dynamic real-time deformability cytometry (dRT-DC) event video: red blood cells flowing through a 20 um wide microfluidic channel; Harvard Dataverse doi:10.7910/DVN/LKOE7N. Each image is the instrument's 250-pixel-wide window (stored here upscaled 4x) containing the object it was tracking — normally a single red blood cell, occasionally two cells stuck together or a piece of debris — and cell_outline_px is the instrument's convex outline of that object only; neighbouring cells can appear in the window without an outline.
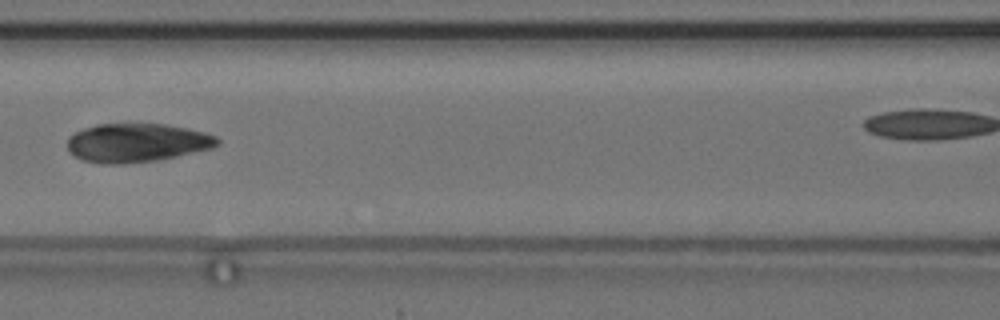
{"species": "common noctule bat (a hibernating species)", "species_latin": "Nyctalus noctula", "temperature_condition": "cold", "stored_images_in_passage": 6, "camera_frame_rate_fps": 3000, "um_per_image_px": 0.085, "animal": {"sex": "female", "body_mass_g": 24.6, "forearm_length_mm": 56.2}, "frame": {"image": 1, "passage_image": 5, "time_ms": 4.667, "image_size_px": [1000, 320], "cell_outline_px": [[220, 144], [212, 148], [176, 156], [156, 160], [124, 164], [100, 164], [84, 160], [76, 156], [68, 148], [68, 136], [84, 128], [96, 124], [164, 124], [188, 128], [204, 132], [216, 136], [220, 140]], "centroid_in_image_um": [11.65, 12.13], "position_along_channel_um": 155.0, "area_um2": 33.76}}